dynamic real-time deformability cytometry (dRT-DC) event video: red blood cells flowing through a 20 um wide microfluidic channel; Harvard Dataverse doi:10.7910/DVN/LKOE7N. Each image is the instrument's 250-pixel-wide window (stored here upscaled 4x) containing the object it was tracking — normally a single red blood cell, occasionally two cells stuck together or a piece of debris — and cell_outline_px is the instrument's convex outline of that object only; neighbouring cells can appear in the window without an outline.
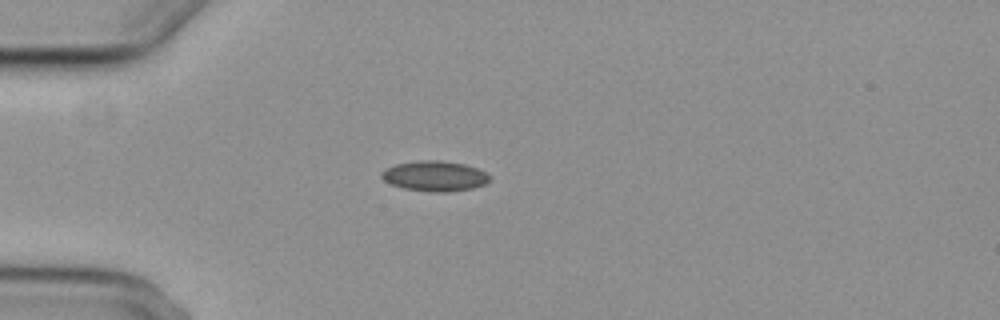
{"species": "common noctule bat (a hibernating species)", "species_latin": "Nyctalus noctula", "temperature_condition": "cold", "stored_images_in_passage": 4, "camera_frame_rate_fps": 3000, "um_per_image_px": 0.085, "animal": {"sex": "female", "body_mass_g": 29.2, "forearm_length_mm": 56.3}, "frame": {"image": 1, "passage_image": 4, "time_ms": 3.667, "image_size_px": [1000, 320], "cell_outline_px": [[492, 176], [484, 184], [472, 188], [448, 192], [432, 192], [404, 188], [392, 184], [384, 180], [380, 176], [380, 172], [384, 168], [396, 164], [420, 160], [440, 160], [464, 164], [476, 168]], "centroid_in_image_um": [36.92, 14.96], "position_along_channel_um": 48.1, "area_um2": 19.02}}